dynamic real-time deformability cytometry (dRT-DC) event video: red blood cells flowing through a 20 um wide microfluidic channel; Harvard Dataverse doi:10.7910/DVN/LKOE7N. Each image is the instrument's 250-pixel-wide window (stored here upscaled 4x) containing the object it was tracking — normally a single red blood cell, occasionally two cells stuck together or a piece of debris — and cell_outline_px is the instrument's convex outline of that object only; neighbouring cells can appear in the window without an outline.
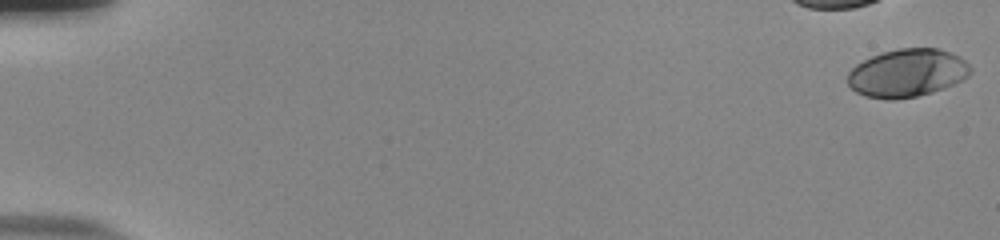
{"species": "human", "species_latin": "Homo sapiens", "temperature_condition": "room temperature", "stored_images_in_passage": 20, "camera_frame_rate_fps": 3000, "um_per_image_px": 0.085, "donor": {"sex": "male"}, "frame": {"image": 1, "passage_image": 1, "time_ms": 0.0, "image_size_px": [1000, 240], "cell_outline_px": [[972, 72], [968, 76], [944, 88], [932, 92], [916, 96], [896, 100], [888, 100], [864, 96], [856, 92], [848, 84], [848, 72], [856, 64], [872, 56], [884, 52], [900, 48], [936, 48], [960, 56], [972, 68]], "centroid_in_image_um": [77.1, 6.21], "position_along_channel_um": 7.9, "area_um2": 34.28}}